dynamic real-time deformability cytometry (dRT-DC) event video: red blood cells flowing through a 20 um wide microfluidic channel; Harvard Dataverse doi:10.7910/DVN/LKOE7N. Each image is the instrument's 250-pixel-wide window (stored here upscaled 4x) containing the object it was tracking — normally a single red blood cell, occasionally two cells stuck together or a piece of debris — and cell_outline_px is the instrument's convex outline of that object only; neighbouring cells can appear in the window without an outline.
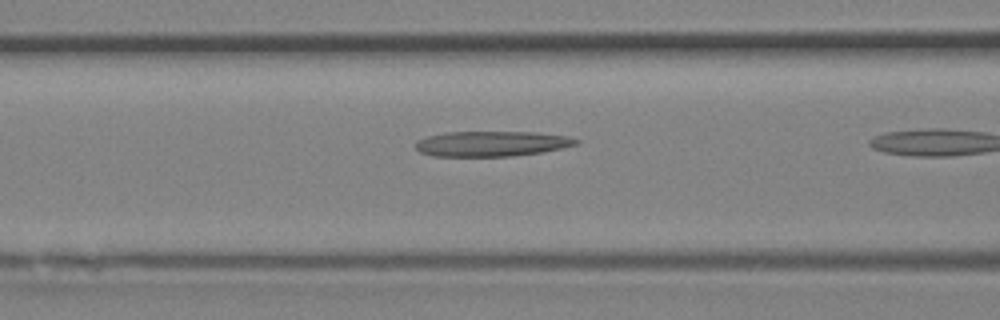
{"species": "Egyptian fruit bat (a non-hibernating species)", "species_latin": "Rousettus aegyptiacus", "temperature_condition": "room temperature", "stored_images_in_passage": 6, "camera_frame_rate_fps": 3000, "um_per_image_px": 0.085, "animal": {"sex": "female"}, "frame": {"image": 1, "passage_image": 5, "time_ms": 1.333, "image_size_px": [1000, 320], "cell_outline_px": [[580, 140], [576, 144], [564, 148], [544, 152], [512, 156], [432, 156], [420, 152], [416, 148], [416, 140], [428, 136], [444, 132], [536, 132], [564, 136]], "centroid_in_image_um": [41.78, 12.22], "position_along_channel_um": 124.8, "area_um2": 23.64}}